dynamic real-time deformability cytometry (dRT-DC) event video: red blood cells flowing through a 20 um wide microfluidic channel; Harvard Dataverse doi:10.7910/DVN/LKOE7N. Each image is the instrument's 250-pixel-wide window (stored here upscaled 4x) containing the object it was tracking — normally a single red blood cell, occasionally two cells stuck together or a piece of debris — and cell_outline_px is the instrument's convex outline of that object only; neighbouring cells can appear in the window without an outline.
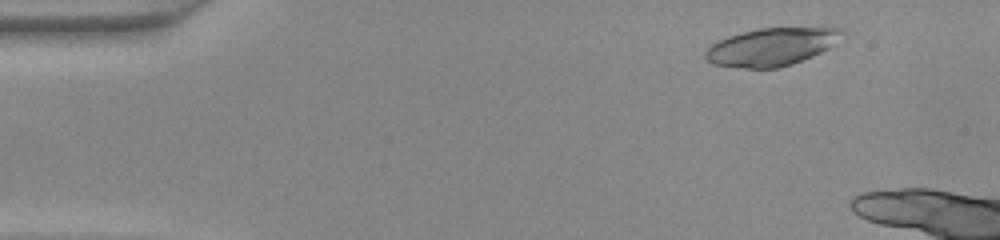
{"species": "common noctule bat (a hibernating species)", "species_latin": "Nyctalus noctula", "temperature_condition": "warm", "stored_images_in_passage": 11, "camera_frame_rate_fps": 3000, "um_per_image_px": 0.085, "animal": {"sex": "female", "body_mass_g": 22.0, "forearm_length_mm": 56.7}, "frame": {"image": 1, "passage_image": 4, "time_ms": 1.0, "image_size_px": [1000, 240], "cell_outline_px": [[844, 32], [828, 48], [812, 56], [792, 64], [776, 68], [748, 68], [712, 64], [704, 56], [704, 52], [712, 44], [728, 36], [760, 28], [844, 28]], "centroid_in_image_um": [65.55, 3.99], "position_along_channel_um": 19.5, "area_um2": 29.54}}